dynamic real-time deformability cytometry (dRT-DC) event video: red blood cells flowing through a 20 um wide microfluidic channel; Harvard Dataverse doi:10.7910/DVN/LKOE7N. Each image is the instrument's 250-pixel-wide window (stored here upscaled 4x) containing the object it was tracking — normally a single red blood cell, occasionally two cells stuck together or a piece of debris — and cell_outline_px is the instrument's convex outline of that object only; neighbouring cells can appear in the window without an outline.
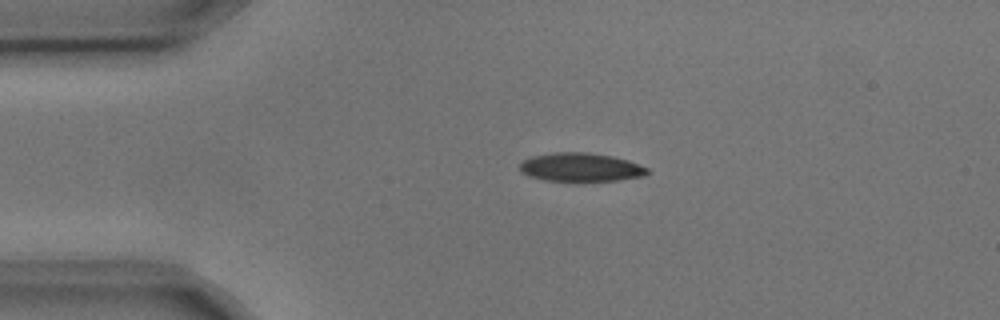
{"species": "common noctule bat (a hibernating species)", "species_latin": "Nyctalus noctula", "temperature_condition": "cold", "stored_images_in_passage": 2, "camera_frame_rate_fps": 3000, "um_per_image_px": 0.085, "animal": {"sex": "male", "body_mass_g": 17.9, "forearm_length_mm": 54.2}, "frame": {"image": 1, "passage_image": 1, "time_ms": 0.0, "image_size_px": [1000, 320], "cell_outline_px": [[648, 172], [644, 176], [616, 180], [544, 180], [528, 176], [520, 172], [520, 164], [524, 160], [532, 156], [556, 152], [588, 152], [612, 156], [628, 160], [648, 168]], "centroid_in_image_um": [49.34, 14.2], "position_along_channel_um": 35.7, "area_um2": 20.98}}